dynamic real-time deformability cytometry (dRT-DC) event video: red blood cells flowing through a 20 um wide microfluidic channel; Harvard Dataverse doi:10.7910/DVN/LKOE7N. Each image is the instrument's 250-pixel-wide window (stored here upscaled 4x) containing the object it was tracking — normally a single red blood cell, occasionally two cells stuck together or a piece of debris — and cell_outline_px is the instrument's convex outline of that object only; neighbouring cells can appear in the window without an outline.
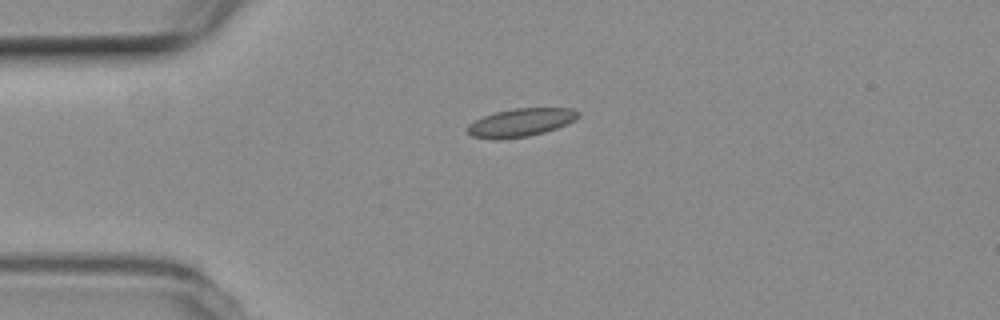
{"species": "common noctule bat (a hibernating species)", "species_latin": "Nyctalus noctula", "temperature_condition": "room temperature", "stored_images_in_passage": 43, "camera_frame_rate_fps": 3000, "um_per_image_px": 0.085, "animal": {"sex": "female", "body_mass_g": 19.3, "forearm_length_mm": 54.1}, "frame": {"image": 1, "passage_image": 1, "time_ms": 0.0, "image_size_px": [1000, 320], "cell_outline_px": [[580, 116], [576, 120], [568, 124], [544, 132], [528, 136], [500, 140], [492, 140], [472, 136], [464, 128], [468, 124], [484, 116], [496, 112], [512, 108], [572, 108], [580, 112]], "centroid_in_image_um": [44.26, 10.42], "position_along_channel_um": 40.7, "area_um2": 18.44}}
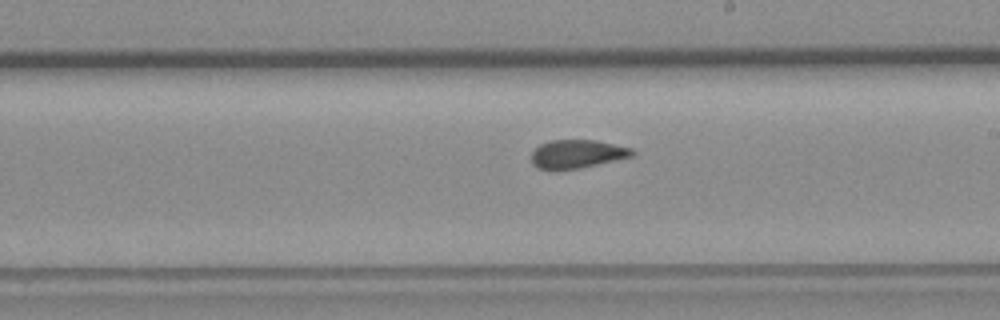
{"frame": {"image": 2, "passage_image": 19, "time_ms": 6.0, "image_size_px": [1000, 320], "cell_outline_px": [[636, 152], [632, 156], [580, 168], [536, 168], [532, 164], [532, 152], [540, 144], [548, 140], [596, 140], [632, 148]], "centroid_in_image_um": [49.06, 13.06], "position_along_channel_um": 239.9, "area_um2": 16.42}}
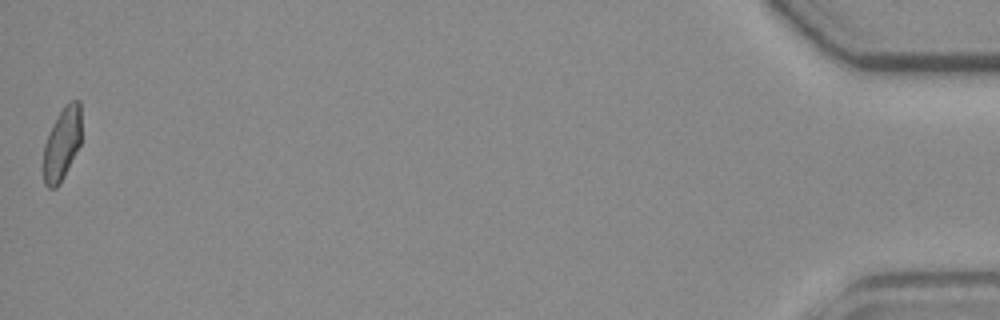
{"frame": {"image": 3, "passage_image": 43, "time_ms": 14.0, "image_size_px": [1000, 320], "cell_outline_px": [[80, 144], [60, 184], [56, 188], [48, 188], [44, 184], [44, 144], [64, 104], [68, 100], [80, 100]], "centroid_in_image_um": [5.28, 12.23], "position_along_channel_um": 429.9, "area_um2": 15.78}, "authors_computed_cell_mechanics": {"area_um2": 17.2244, "velocity_mm_per_s": 3.6824, "shape_relaxation_time_tau1_ms": null, "shape_relaxation_time_tau2_ms": 1.1089, "deformation_change_tau1": null, "deformation_change_tau2": 0.0713}}